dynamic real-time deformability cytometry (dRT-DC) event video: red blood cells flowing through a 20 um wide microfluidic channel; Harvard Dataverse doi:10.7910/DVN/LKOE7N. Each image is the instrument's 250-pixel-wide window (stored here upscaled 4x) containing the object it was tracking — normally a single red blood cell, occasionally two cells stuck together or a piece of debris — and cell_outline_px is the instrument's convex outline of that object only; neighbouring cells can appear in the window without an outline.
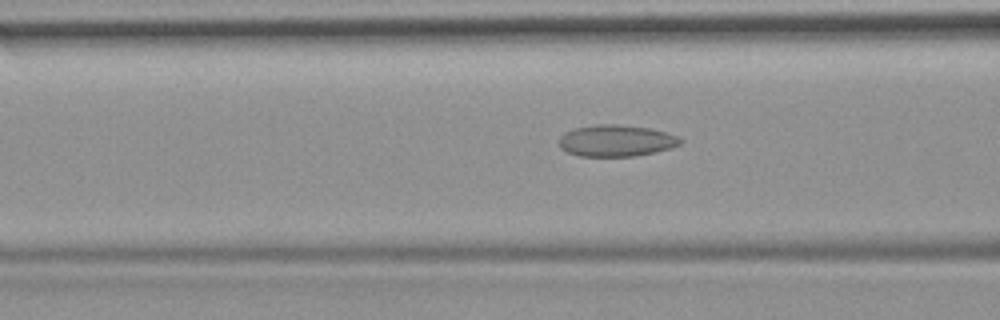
{"species": "common noctule bat (a hibernating species)", "species_latin": "Nyctalus noctula", "temperature_condition": "room temperature", "stored_images_in_passage": 28, "camera_frame_rate_fps": 3000, "um_per_image_px": 0.085, "animal": {"sex": "female", "body_mass_g": 19.9}, "frame": {"image": 1, "passage_image": 5, "time_ms": 1.333, "image_size_px": [1000, 320], "cell_outline_px": [[684, 140], [680, 144], [672, 148], [656, 152], [632, 156], [580, 156], [568, 152], [560, 148], [560, 136], [564, 132], [576, 128], [596, 124], [616, 124], [648, 128], [664, 132], [676, 136]], "centroid_in_image_um": [52.37, 11.96], "position_along_channel_um": 114.2, "area_um2": 22.2}}
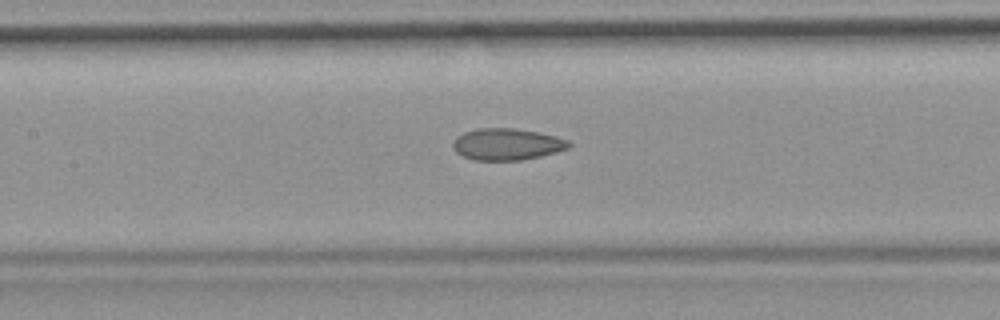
{"frame": {"image": 2, "passage_image": 9, "time_ms": 2.667, "image_size_px": [1000, 320], "cell_outline_px": [[572, 144], [568, 148], [556, 152], [540, 156], [520, 160], [472, 160], [456, 152], [452, 148], [452, 144], [456, 136], [464, 132], [476, 128], [512, 128], [536, 132], [568, 140]], "centroid_in_image_um": [43.04, 12.26], "position_along_channel_um": 164.4, "area_um2": 21.27}}
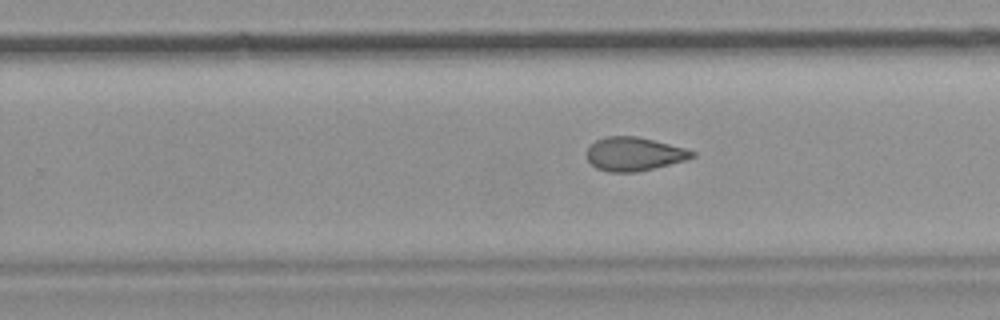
{"frame": {"image": 3, "passage_image": 18, "time_ms": 5.667, "image_size_px": [1000, 320], "cell_outline_px": [[696, 156], [688, 160], [636, 172], [608, 172], [596, 168], [588, 160], [588, 148], [596, 140], [604, 136], [636, 136], [684, 148], [696, 152]], "centroid_in_image_um": [53.91, 13.09], "position_along_channel_um": 275.9, "area_um2": 20.52}}